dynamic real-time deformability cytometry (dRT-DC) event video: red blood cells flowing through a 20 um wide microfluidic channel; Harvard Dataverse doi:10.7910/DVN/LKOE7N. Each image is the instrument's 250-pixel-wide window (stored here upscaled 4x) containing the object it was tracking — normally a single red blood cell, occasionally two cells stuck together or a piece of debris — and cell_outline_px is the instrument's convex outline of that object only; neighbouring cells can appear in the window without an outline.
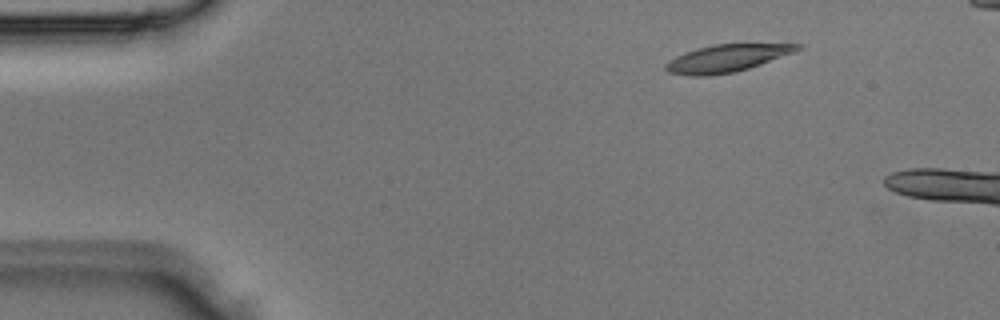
{"species": "Egyptian fruit bat (a non-hibernating species)", "species_latin": "Rousettus aegyptiacus", "temperature_condition": "room temperature", "stored_images_in_passage": 3, "camera_frame_rate_fps": 3000, "um_per_image_px": 0.085, "animal": {"sex": "male"}, "frame": {"image": 1, "passage_image": 2, "time_ms": 0.333, "image_size_px": [1000, 320], "cell_outline_px": [[800, 48], [792, 52], [760, 64], [748, 68], [732, 72], [708, 76], [688, 76], [668, 72], [664, 68], [664, 64], [668, 60], [676, 56], [696, 48], [712, 44], [800, 44]], "centroid_in_image_um": [61.66, 4.96], "position_along_channel_um": 23.3, "area_um2": 20.69}}